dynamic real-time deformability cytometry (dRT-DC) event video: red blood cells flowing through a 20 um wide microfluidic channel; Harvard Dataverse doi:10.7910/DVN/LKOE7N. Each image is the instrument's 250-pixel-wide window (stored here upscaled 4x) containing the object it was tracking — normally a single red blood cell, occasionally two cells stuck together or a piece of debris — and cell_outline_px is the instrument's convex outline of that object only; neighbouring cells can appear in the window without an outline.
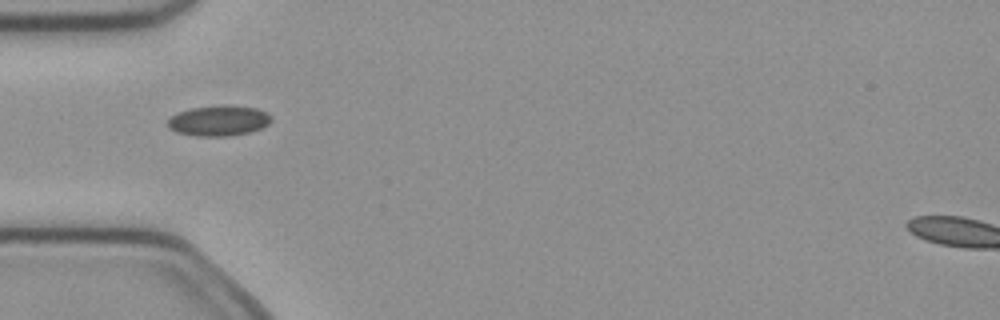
{"species": "common noctule bat (a hibernating species)", "species_latin": "Nyctalus noctula", "temperature_condition": "cold", "stored_images_in_passage": 4, "camera_frame_rate_fps": 3000, "um_per_image_px": 0.085, "animal": {"sex": "female", "body_mass_g": 21.9}, "frame": {"image": 1, "passage_image": 1, "time_ms": 0.0, "image_size_px": [1000, 320], "cell_outline_px": [[272, 120], [268, 124], [260, 128], [248, 132], [228, 136], [196, 136], [176, 132], [168, 128], [168, 120], [176, 112], [192, 108], [256, 108], [268, 112], [272, 116]], "centroid_in_image_um": [18.57, 10.31], "position_along_channel_um": 66.4, "area_um2": 17.57}}
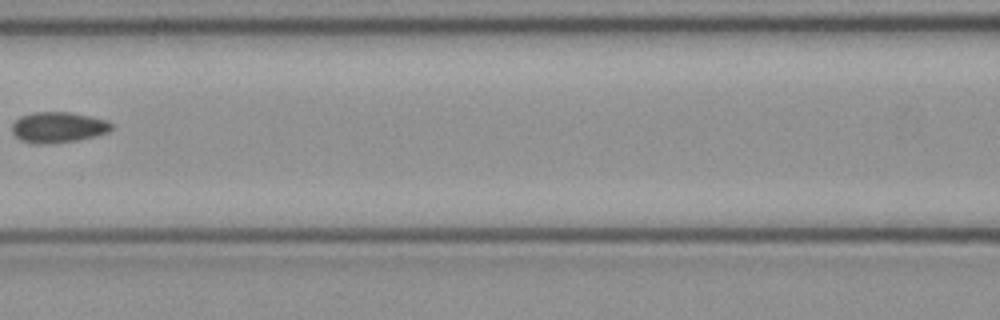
{"frame": {"image": 2, "passage_image": 3, "time_ms": 0.667, "image_size_px": [1000, 320], "cell_outline_px": [[112, 128], [108, 132], [96, 136], [76, 140], [52, 144], [32, 144], [20, 140], [12, 132], [12, 124], [20, 116], [32, 112], [68, 112], [108, 120], [112, 124]], "centroid_in_image_um": [4.92, 10.83], "position_along_channel_um": 161.7, "area_um2": 17.92}}
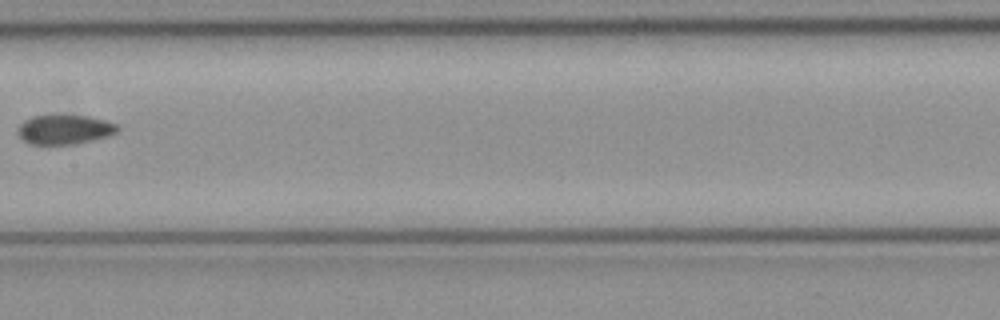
{"frame": {"image": 3, "passage_image": 4, "time_ms": 1.0, "image_size_px": [1000, 320], "cell_outline_px": [[120, 128], [116, 132], [108, 136], [76, 144], [28, 144], [16, 132], [16, 128], [24, 120], [32, 116], [88, 116], [104, 120], [116, 124]], "centroid_in_image_um": [5.46, 11.02], "position_along_channel_um": 201.9, "area_um2": 16.99}}